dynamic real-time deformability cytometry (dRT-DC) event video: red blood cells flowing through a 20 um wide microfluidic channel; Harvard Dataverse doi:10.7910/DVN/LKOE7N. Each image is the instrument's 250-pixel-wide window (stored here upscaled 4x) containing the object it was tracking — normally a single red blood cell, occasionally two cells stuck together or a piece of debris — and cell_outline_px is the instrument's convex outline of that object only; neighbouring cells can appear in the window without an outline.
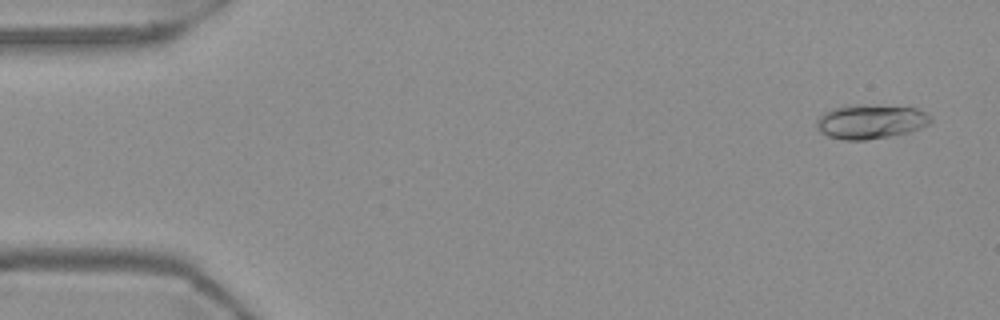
{"species": "Egyptian fruit bat (a non-hibernating species)", "species_latin": "Rousettus aegyptiacus", "temperature_condition": "warm", "stored_images_in_passage": 55, "camera_frame_rate_fps": 3000, "um_per_image_px": 0.085, "frame": {"image": 1, "passage_image": 3, "time_ms": 0.667, "image_size_px": [1000, 320], "cell_outline_px": [[932, 120], [928, 124], [920, 128], [908, 132], [888, 136], [864, 140], [844, 140], [828, 136], [820, 132], [816, 128], [816, 120], [824, 112], [832, 108], [856, 104], [864, 104], [916, 108], [932, 116]], "centroid_in_image_um": [73.97, 10.33], "position_along_channel_um": 11.0, "area_um2": 22.83}}
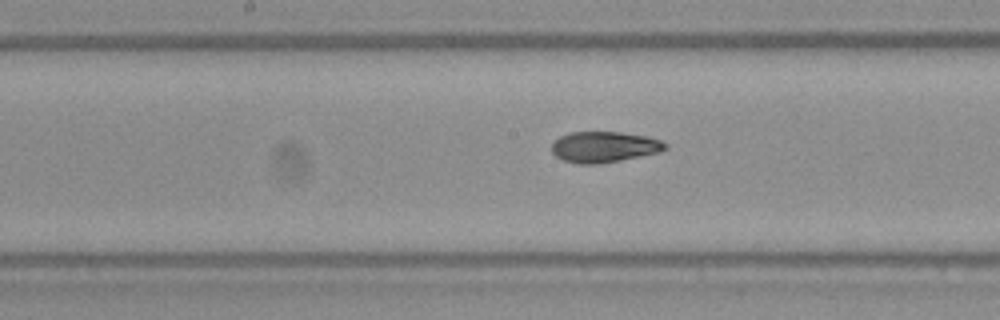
{"frame": {"image": 2, "passage_image": 28, "time_ms": 9.0, "image_size_px": [1000, 320], "cell_outline_px": [[668, 148], [660, 152], [600, 164], [580, 164], [564, 160], [556, 156], [552, 152], [552, 144], [560, 136], [568, 132], [620, 132], [648, 136], [660, 140], [668, 144]], "centroid_in_image_um": [51.38, 12.48], "position_along_channel_um": 196.8, "area_um2": 20.46}}
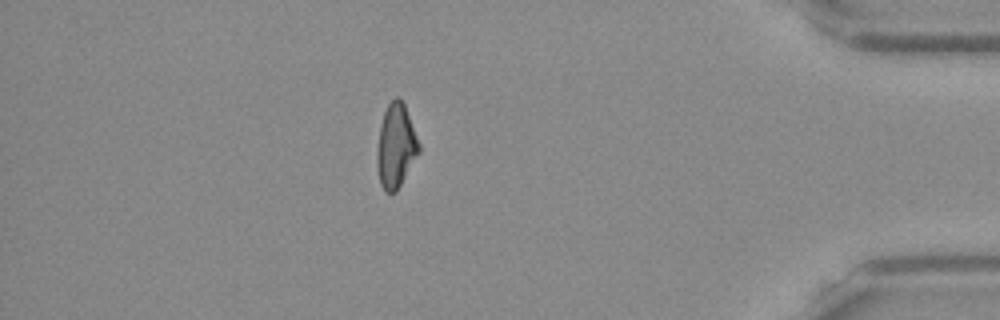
{"frame": {"image": 3, "passage_image": 48, "time_ms": 15.667, "image_size_px": [1000, 320], "cell_outline_px": [[420, 152], [396, 192], [384, 192], [380, 184], [376, 164], [376, 152], [380, 124], [384, 112], [388, 104], [396, 96], [404, 104], [420, 144]], "centroid_in_image_um": [33.63, 12.44], "position_along_channel_um": 401.6, "area_um2": 20.52}, "authors_computed_cell_mechanics": {"area_um2": 20.7502, "velocity_mm_per_s": 3.7175, "shape_relaxation_time_tau1_ms": null, "shape_relaxation_time_tau2_ms": 2.5227, "deformation_change_tau1": null, "deformation_change_tau2": 0.0672}}